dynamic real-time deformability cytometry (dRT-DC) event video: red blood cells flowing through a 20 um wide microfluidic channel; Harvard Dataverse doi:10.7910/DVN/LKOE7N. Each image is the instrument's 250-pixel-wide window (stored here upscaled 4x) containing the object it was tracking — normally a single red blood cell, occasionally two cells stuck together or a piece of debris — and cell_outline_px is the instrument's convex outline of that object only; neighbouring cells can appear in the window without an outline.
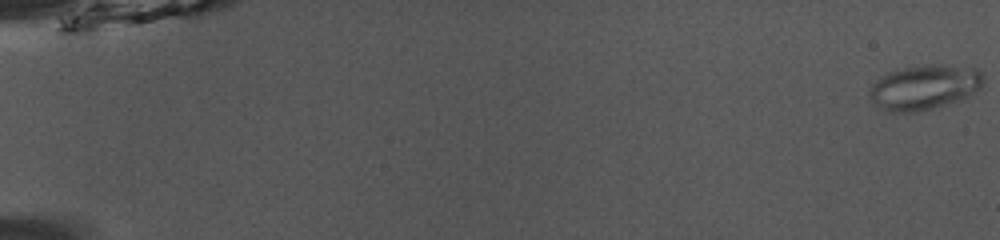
{"species": "common noctule bat (a hibernating species)", "species_latin": "Nyctalus noctula", "temperature_condition": "room temperature", "stored_images_in_passage": 52, "camera_frame_rate_fps": 3000, "um_per_image_px": 0.085, "animal": {"sex": "male", "body_mass_g": 13.0, "forearm_length_mm": 53.1}, "frame": {"image": 1, "passage_image": 1, "time_ms": 0.0, "image_size_px": [1000, 240], "cell_outline_px": [[984, 80], [980, 88], [972, 96], [960, 100], [932, 108], [916, 112], [884, 112], [868, 96], [868, 92], [872, 84], [880, 76], [888, 72], [904, 68], [924, 64], [944, 64], [976, 68], [984, 76]], "centroid_in_image_um": [78.58, 7.41], "position_along_channel_um": 6.4, "area_um2": 30.17}}
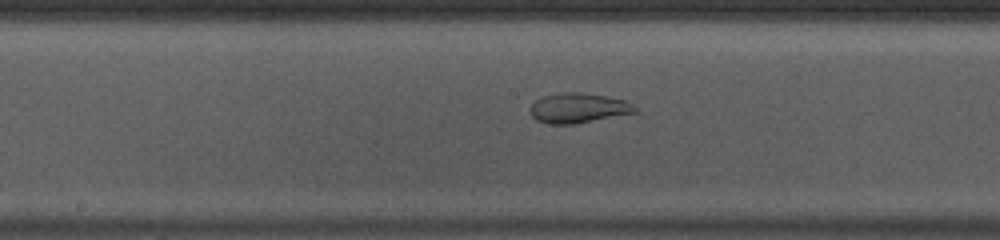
{"frame": {"image": 2, "passage_image": 29, "time_ms": 9.333, "image_size_px": [1000, 240], "cell_outline_px": [[636, 112], [572, 124], [548, 124], [536, 120], [532, 116], [532, 104], [536, 100], [544, 96], [560, 92], [580, 92], [604, 96], [624, 100], [632, 104], [636, 108]], "centroid_in_image_um": [49.13, 9.18], "position_along_channel_um": 199.1, "area_um2": 17.86}}
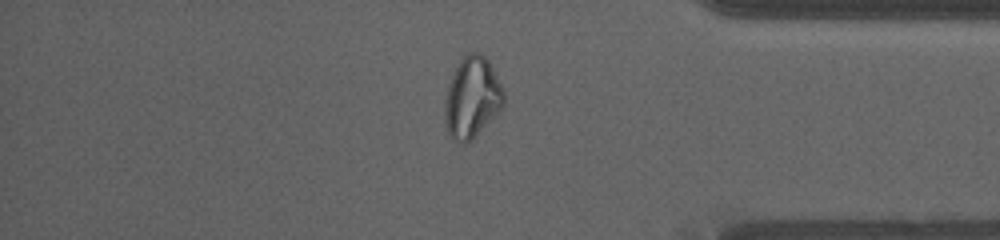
{"frame": {"image": 3, "passage_image": 45, "time_ms": 14.667, "image_size_px": [1000, 240], "cell_outline_px": [[504, 104], [472, 140], [468, 144], [460, 144], [448, 132], [444, 120], [444, 100], [448, 84], [460, 60], [468, 52], [480, 52], [488, 60], [504, 88]], "centroid_in_image_um": [40.11, 8.29], "position_along_channel_um": 395.1, "area_um2": 27.8}, "authors_computed_cell_mechanics": {"area_um2": 26.1545, "velocity_mm_per_s": 3.956, "shape_relaxation_time_tau1_ms": null, "shape_relaxation_time_tau2_ms": 1.283, "deformation_change_tau1": null, "deformation_change_tau2": 0.0683}}